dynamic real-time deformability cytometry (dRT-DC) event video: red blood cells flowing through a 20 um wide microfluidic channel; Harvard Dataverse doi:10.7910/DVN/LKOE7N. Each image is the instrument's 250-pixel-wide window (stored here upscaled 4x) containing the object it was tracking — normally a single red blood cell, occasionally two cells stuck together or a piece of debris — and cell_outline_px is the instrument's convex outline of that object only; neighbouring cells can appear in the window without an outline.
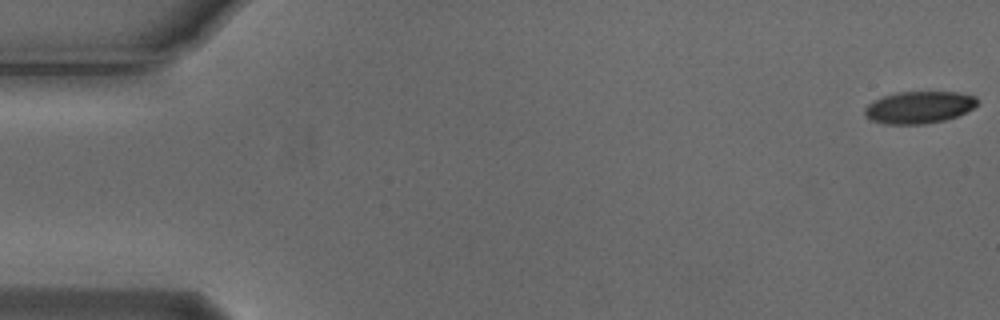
{"species": "Egyptian fruit bat (a non-hibernating species)", "species_latin": "Rousettus aegyptiacus", "temperature_condition": "cold", "stored_images_in_passage": 55, "camera_frame_rate_fps": 3000, "um_per_image_px": 0.085, "animal": {"sex": "male"}, "frame": {"image": 1, "passage_image": 1, "time_ms": 0.0, "image_size_px": [1000, 320], "cell_outline_px": [[980, 104], [968, 112], [944, 120], [924, 124], [884, 124], [872, 120], [864, 112], [864, 108], [868, 104], [884, 96], [900, 92], [956, 92], [976, 96]], "centroid_in_image_um": [78.18, 9.12], "position_along_channel_um": 6.8, "area_um2": 21.04}}
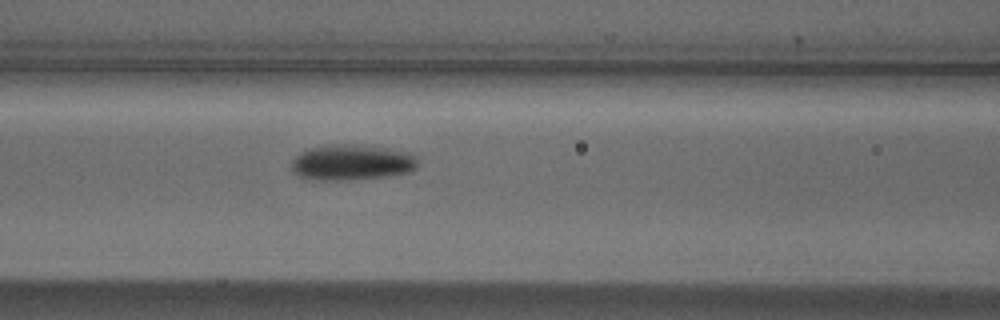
{"frame": {"image": 2, "passage_image": 23, "time_ms": 7.333, "image_size_px": [1000, 320], "cell_outline_px": [[416, 168], [408, 172], [384, 176], [340, 180], [304, 180], [296, 176], [292, 172], [292, 160], [300, 152], [308, 148], [328, 144], [344, 144], [384, 148], [408, 152], [416, 156]], "centroid_in_image_um": [29.8, 13.81], "position_along_channel_um": 136.8, "area_um2": 26.18}}
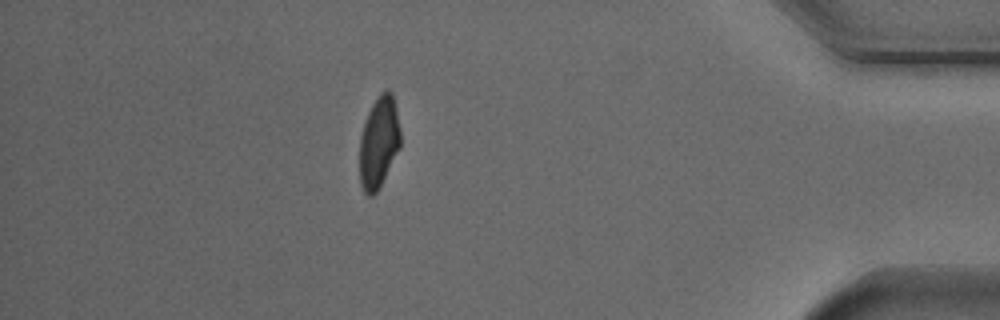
{"frame": {"image": 3, "passage_image": 48, "time_ms": 15.667, "image_size_px": [1000, 320], "cell_outline_px": [[400, 148], [380, 188], [372, 196], [368, 196], [364, 192], [360, 184], [360, 136], [368, 112], [372, 104], [380, 92], [388, 88], [392, 92], [396, 108], [400, 128]], "centroid_in_image_um": [32.21, 12.1], "position_along_channel_um": 403.0, "area_um2": 22.02}, "authors_computed_cell_mechanics": {"area_um2": 23.0044, "velocity_mm_per_s": 3.7652, "shape_relaxation_time_tau1_ms": 2.6788, "shape_relaxation_time_tau2_ms": 7.6602, "deformation_change_tau1": 0.1384, "deformation_change_tau2": 0.1087}}